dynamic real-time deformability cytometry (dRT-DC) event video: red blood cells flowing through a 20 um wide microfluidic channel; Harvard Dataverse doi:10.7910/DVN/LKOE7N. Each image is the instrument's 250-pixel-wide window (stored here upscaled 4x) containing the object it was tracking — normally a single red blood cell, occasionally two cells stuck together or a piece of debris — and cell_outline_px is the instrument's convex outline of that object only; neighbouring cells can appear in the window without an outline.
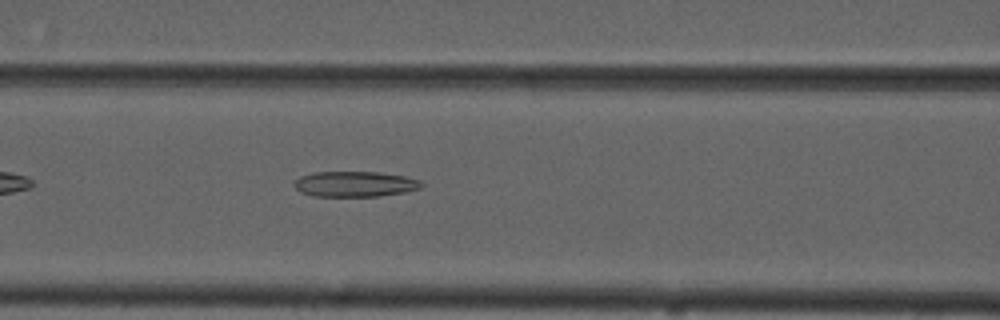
{"species": "common noctule bat (a hibernating species)", "species_latin": "Nyctalus noctula", "temperature_condition": "cold", "stored_images_in_passage": 42, "camera_frame_rate_fps": 3000, "um_per_image_px": 0.085, "animal": {"sex": "male", "forearm_length_mm": 52.5}, "frame": {"image": 1, "passage_image": 10, "time_ms": 3.0, "image_size_px": [1000, 320], "cell_outline_px": [[424, 184], [420, 188], [404, 192], [380, 196], [312, 196], [300, 192], [292, 184], [300, 176], [316, 172], [376, 172], [404, 176], [420, 180]], "centroid_in_image_um": [30.15, 15.65], "position_along_channel_um": 136.4, "area_um2": 18.84}}
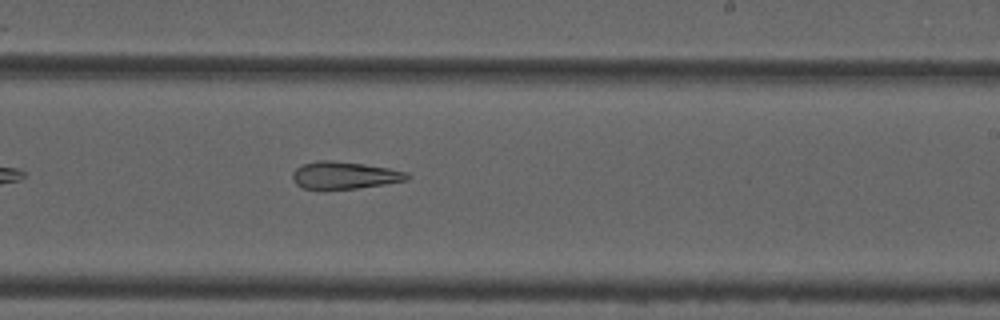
{"frame": {"image": 2, "passage_image": 20, "time_ms": 6.333, "image_size_px": [1000, 320], "cell_outline_px": [[412, 176], [408, 180], [384, 184], [356, 188], [304, 188], [296, 184], [292, 180], [292, 172], [296, 168], [304, 164], [320, 160], [332, 160], [364, 164], [388, 168], [408, 172]], "centroid_in_image_um": [29.31, 14.88], "position_along_channel_um": 259.7, "area_um2": 18.03}}
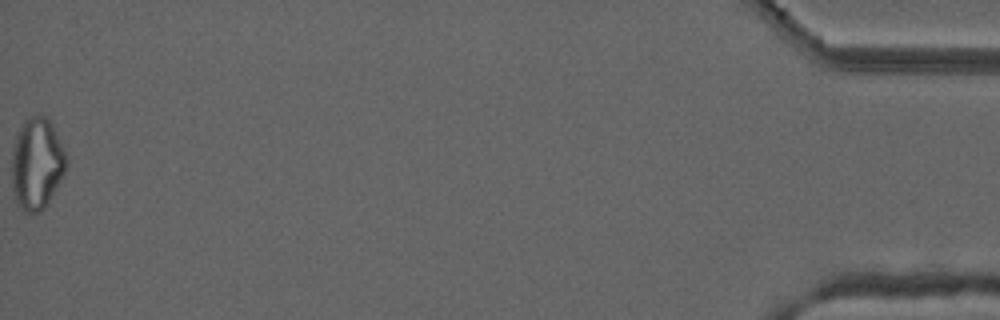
{"frame": {"image": 3, "passage_image": 42, "time_ms": 13.667, "image_size_px": [1000, 320], "cell_outline_px": [[68, 164], [60, 180], [44, 208], [40, 212], [28, 212], [16, 204], [12, 184], [12, 152], [16, 136], [20, 128], [32, 116], [44, 116], [52, 124], [68, 160]], "centroid_in_image_um": [3.12, 13.93], "position_along_channel_um": 432.1, "area_um2": 28.5}, "authors_computed_cell_mechanics": {"area_um2": 20.808, "velocity_mm_per_s": 3.7156, "shape_relaxation_time_tau1_ms": null, "shape_relaxation_time_tau2_ms": 7.4323, "deformation_change_tau1": null, "deformation_change_tau2": 0.2135}}